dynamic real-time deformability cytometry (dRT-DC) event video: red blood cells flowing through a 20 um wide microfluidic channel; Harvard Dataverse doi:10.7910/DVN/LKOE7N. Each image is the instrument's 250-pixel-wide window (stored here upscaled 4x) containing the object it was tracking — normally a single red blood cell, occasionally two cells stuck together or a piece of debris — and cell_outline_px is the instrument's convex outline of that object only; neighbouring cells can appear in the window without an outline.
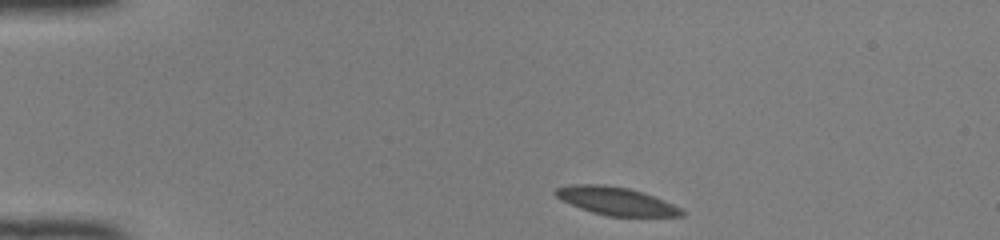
{"species": "common noctule bat (a hibernating species)", "species_latin": "Nyctalus noctula", "temperature_condition": "room temperature", "stored_images_in_passage": 43, "camera_frame_rate_fps": 3000, "um_per_image_px": 0.085, "animal": {"sex": "female", "body_mass_g": 22.0, "forearm_length_mm": 56.7}, "frame": {"image": 1, "passage_image": 1, "time_ms": 0.0, "image_size_px": [1000, 240], "cell_outline_px": [[684, 216], [608, 216], [592, 212], [580, 208], [556, 196], [552, 192], [556, 188], [572, 184], [600, 184], [628, 188], [652, 196], [672, 204], [680, 208], [684, 212]], "centroid_in_image_um": [52.33, 17.09], "position_along_channel_um": 32.7, "area_um2": 20.17}}
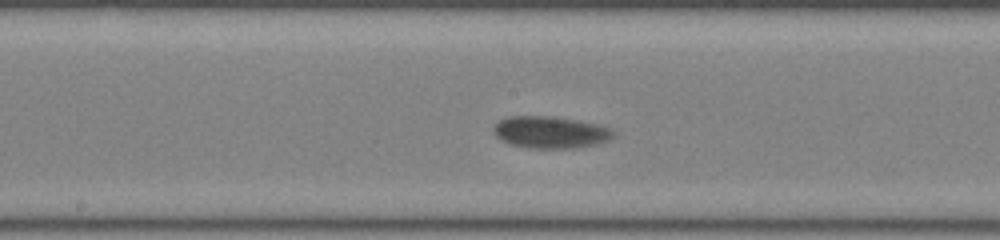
{"frame": {"image": 2, "passage_image": 19, "time_ms": 6.0, "image_size_px": [1000, 240], "cell_outline_px": [[616, 132], [608, 140], [596, 144], [572, 148], [528, 148], [512, 144], [496, 136], [492, 132], [492, 128], [500, 120], [508, 116], [548, 116], [580, 120], [612, 128]], "centroid_in_image_um": [46.79, 11.23], "position_along_channel_um": 201.4, "area_um2": 22.25}}
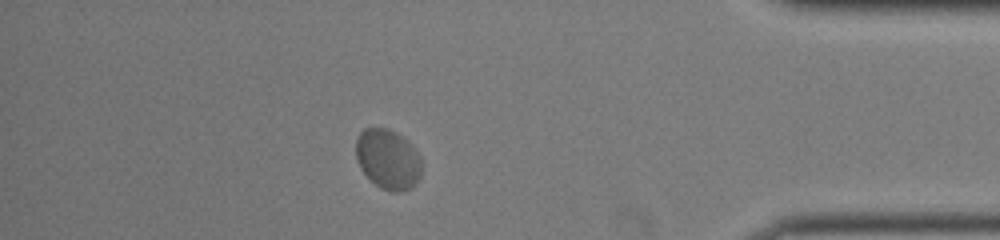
{"frame": {"image": 3, "passage_image": 37, "time_ms": 12.0, "image_size_px": [1000, 240], "cell_outline_px": [[420, 176], [412, 188], [400, 192], [388, 192], [380, 188], [360, 168], [356, 160], [356, 140], [360, 132], [364, 128], [388, 128], [404, 136], [412, 144], [420, 156]], "centroid_in_image_um": [32.98, 13.52], "position_along_channel_um": 402.2, "area_um2": 23.18}, "authors_computed_cell_mechanics": {"area_um2": 21.675, "velocity_mm_per_s": 3.8698, "shape_relaxation_time_tau1_ms": 1.438, "shape_relaxation_time_tau2_ms": null, "deformation_change_tau1": 0.0465, "deformation_change_tau2": null}}